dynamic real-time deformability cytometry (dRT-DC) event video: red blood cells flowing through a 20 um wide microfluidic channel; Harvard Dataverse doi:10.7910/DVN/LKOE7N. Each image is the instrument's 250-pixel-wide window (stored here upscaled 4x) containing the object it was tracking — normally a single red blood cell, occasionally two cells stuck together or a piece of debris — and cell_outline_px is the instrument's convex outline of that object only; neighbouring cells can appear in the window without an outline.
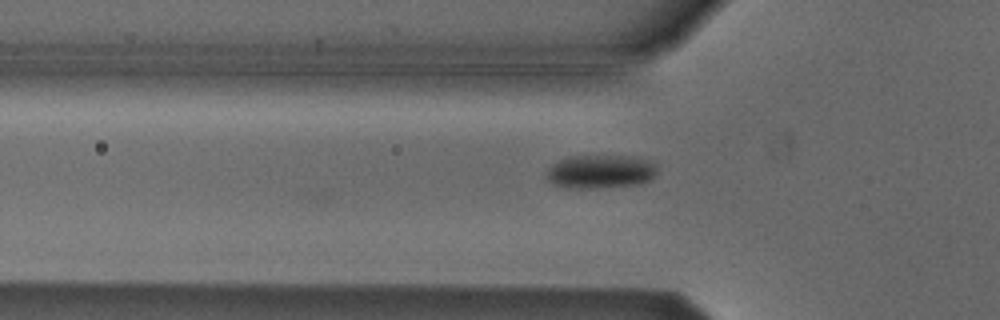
{"species": "Egyptian fruit bat (a non-hibernating species)", "species_latin": "Rousettus aegyptiacus", "temperature_condition": "cold", "stored_images_in_passage": 33, "camera_frame_rate_fps": 3000, "um_per_image_px": 0.085, "animal": {"sex": "male"}, "frame": {"image": 1, "passage_image": 3, "time_ms": 0.667, "image_size_px": [1000, 320], "cell_outline_px": [[656, 176], [652, 180], [640, 184], [596, 188], [568, 188], [552, 184], [544, 176], [544, 172], [552, 164], [568, 156], [624, 156], [648, 160], [656, 164]], "centroid_in_image_um": [51.01, 14.6], "position_along_channel_um": 74.8, "area_um2": 21.91}}
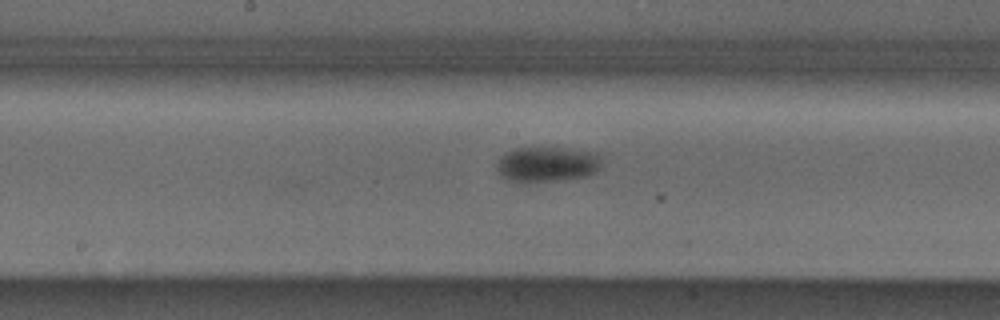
{"frame": {"image": 2, "passage_image": 13, "time_ms": 4.0, "image_size_px": [1000, 320], "cell_outline_px": [[600, 168], [596, 172], [588, 176], [564, 180], [528, 184], [520, 184], [504, 180], [496, 172], [496, 160], [504, 152], [516, 148], [564, 148], [596, 152], [600, 156]], "centroid_in_image_um": [46.42, 14.01], "position_along_channel_um": 201.8, "area_um2": 22.54}}
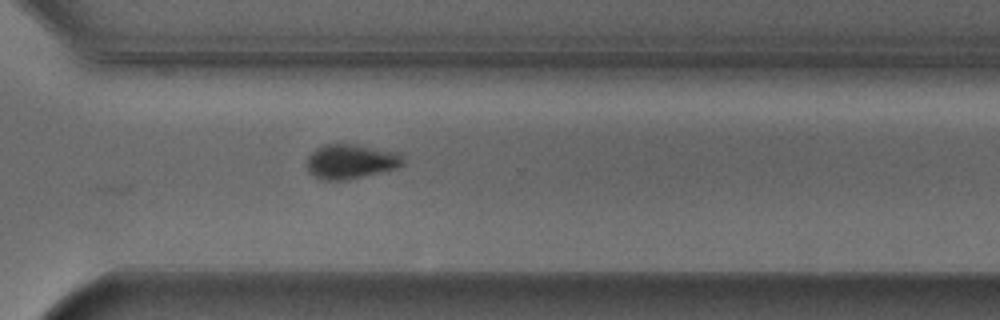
{"frame": {"image": 3, "passage_image": 24, "time_ms": 7.667, "image_size_px": [1000, 320], "cell_outline_px": [[404, 164], [396, 168], [348, 180], [320, 180], [312, 176], [308, 172], [308, 156], [316, 148], [324, 144], [352, 144], [396, 152], [404, 160]], "centroid_in_image_um": [29.77, 13.74], "position_along_channel_um": 340.8, "area_um2": 19.25}, "authors_computed_cell_mechanics": {"area_um2": 21.5016, "velocity_mm_per_s": 3.8047, "shape_relaxation_time_tau1_ms": 3.7854, "shape_relaxation_time_tau2_ms": null, "deformation_change_tau1": 0.0734, "deformation_change_tau2": null}}